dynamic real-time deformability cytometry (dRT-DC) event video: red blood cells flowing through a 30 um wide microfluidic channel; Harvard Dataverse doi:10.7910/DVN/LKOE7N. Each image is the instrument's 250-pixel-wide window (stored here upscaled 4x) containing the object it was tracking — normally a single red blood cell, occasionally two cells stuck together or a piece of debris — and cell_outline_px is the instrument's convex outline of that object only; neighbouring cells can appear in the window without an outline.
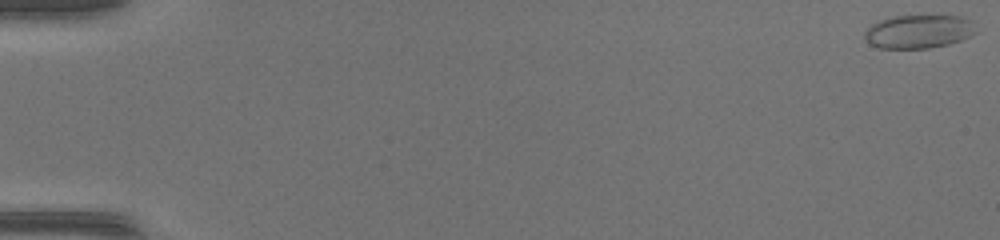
{"species": "common noctule bat (a hibernating species)", "species_latin": "Nyctalus noctula", "temperature_condition": "warm", "stored_images_in_passage": 52, "camera_frame_rate_fps": 3000, "um_per_image_px": 0.085, "animal": {"sex": "female", "body_mass_g": 17.0, "forearm_length_mm": 48.0}, "frame": {"image": 1, "passage_image": 1, "time_ms": 0.0, "image_size_px": [1000, 240], "cell_outline_px": [[976, 32], [972, 36], [948, 44], [928, 48], [880, 48], [868, 44], [864, 40], [864, 32], [876, 20], [892, 16], [960, 16], [972, 20]], "centroid_in_image_um": [78.05, 2.68], "position_along_channel_um": 7.0, "area_um2": 21.91}}
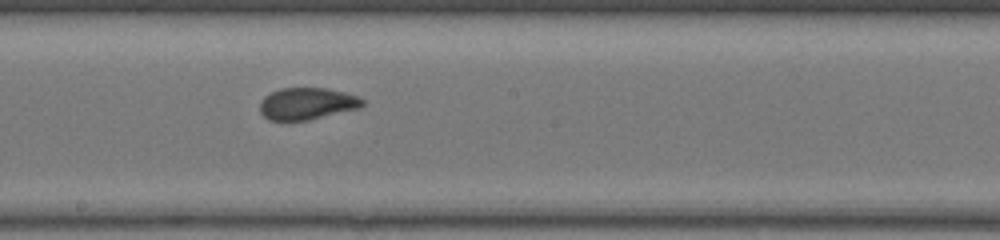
{"frame": {"image": 2, "passage_image": 30, "time_ms": 9.667, "image_size_px": [1000, 240], "cell_outline_px": [[364, 104], [360, 108], [308, 120], [268, 120], [260, 112], [260, 100], [264, 96], [280, 88], [328, 88], [360, 96], [364, 100]], "centroid_in_image_um": [26.11, 8.8], "position_along_channel_um": 222.1, "area_um2": 19.19}}
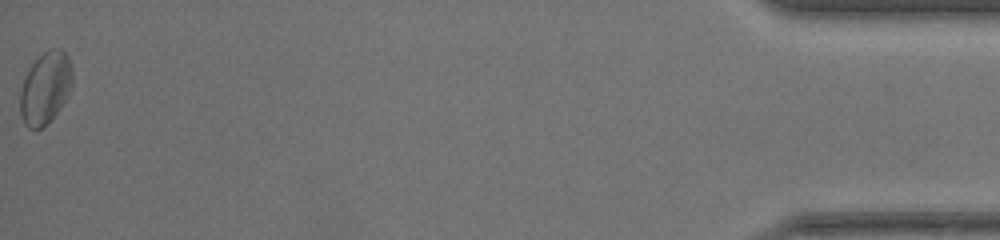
{"frame": {"image": 3, "passage_image": 52, "time_ms": 17.0, "image_size_px": [1000, 240], "cell_outline_px": [[72, 84], [60, 108], [40, 128], [28, 128], [24, 124], [20, 112], [20, 88], [32, 64], [48, 48], [60, 48], [68, 56], [72, 68]], "centroid_in_image_um": [3.85, 7.44], "position_along_channel_um": 431.4, "area_um2": 21.5}, "authors_computed_cell_mechanics": {"area_um2": 20.2011, "velocity_mm_per_s": 4.1398, "shape_relaxation_time_tau1_ms": null, "shape_relaxation_time_tau2_ms": 0.8522, "deformation_change_tau1": null, "deformation_change_tau2": 0.0516}}